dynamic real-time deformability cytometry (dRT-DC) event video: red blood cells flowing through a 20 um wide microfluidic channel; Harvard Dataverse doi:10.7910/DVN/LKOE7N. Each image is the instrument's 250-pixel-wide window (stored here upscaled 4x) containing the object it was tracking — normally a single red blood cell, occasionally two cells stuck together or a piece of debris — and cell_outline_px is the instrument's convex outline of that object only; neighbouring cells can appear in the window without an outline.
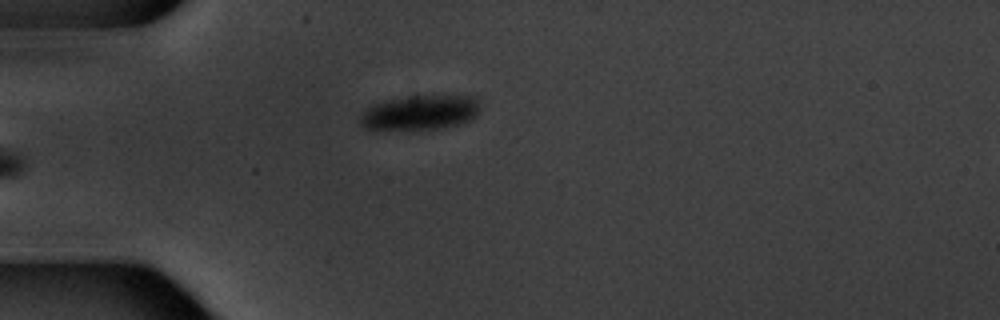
{"species": "common noctule bat (a hibernating species)", "species_latin": "Nyctalus noctula", "temperature_condition": "warm", "stored_images_in_passage": 7, "camera_frame_rate_fps": 3000, "um_per_image_px": 0.085, "animal": {"sex": "male", "body_mass_g": 20.1, "forearm_length_mm": 53.5}, "frame": {"image": 1, "passage_image": 7, "time_ms": 7.0, "image_size_px": [1000, 320], "cell_outline_px": [[480, 112], [472, 120], [460, 124], [444, 128], [364, 128], [356, 120], [372, 104], [388, 100], [412, 96], [476, 96], [480, 108]], "centroid_in_image_um": [35.76, 9.55], "position_along_channel_um": 49.2, "area_um2": 23.93}}